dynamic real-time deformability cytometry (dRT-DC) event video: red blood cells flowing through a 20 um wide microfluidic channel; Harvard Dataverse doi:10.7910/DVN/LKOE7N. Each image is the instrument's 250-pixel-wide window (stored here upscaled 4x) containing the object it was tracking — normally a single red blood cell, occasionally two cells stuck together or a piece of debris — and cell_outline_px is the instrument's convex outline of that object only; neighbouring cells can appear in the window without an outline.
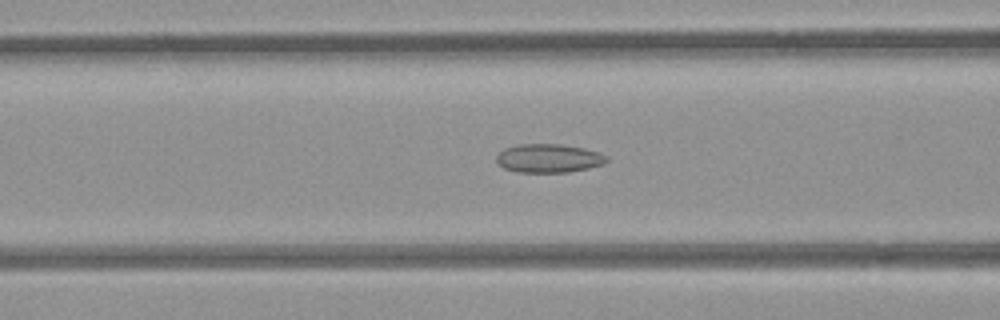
{"species": "common noctule bat (a hibernating species)", "species_latin": "Nyctalus noctula", "temperature_condition": "room temperature", "stored_images_in_passage": 44, "camera_frame_rate_fps": 3000, "um_per_image_px": 0.085, "animal": {"sex": "female", "body_mass_g": 21.9}, "frame": {"image": 1, "passage_image": 12, "time_ms": 3.667, "image_size_px": [1000, 320], "cell_outline_px": [[608, 160], [604, 164], [588, 168], [568, 172], [516, 172], [504, 168], [496, 160], [496, 156], [504, 148], [520, 144], [560, 144], [584, 148], [600, 152], [608, 156]], "centroid_in_image_um": [46.66, 13.45], "position_along_channel_um": 119.9, "area_um2": 18.44}}
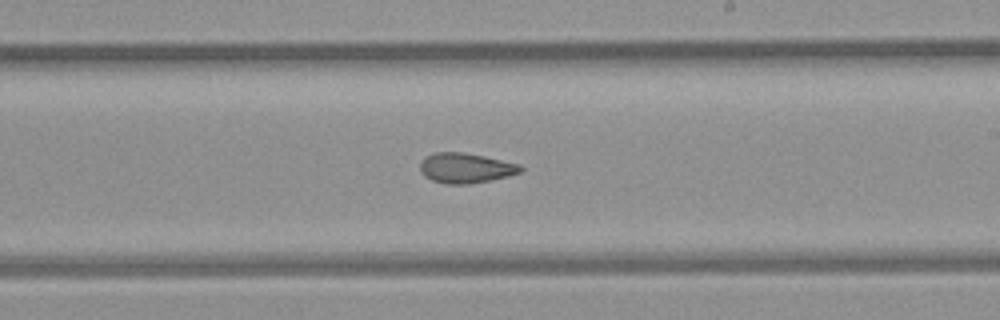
{"frame": {"image": 2, "passage_image": 22, "time_ms": 7.0, "image_size_px": [1000, 320], "cell_outline_px": [[524, 168], [520, 172], [508, 176], [468, 184], [448, 184], [432, 180], [424, 176], [420, 172], [420, 164], [428, 156], [436, 152], [464, 152], [484, 156], [520, 164]], "centroid_in_image_um": [39.59, 14.28], "position_along_channel_um": 249.4, "area_um2": 17.4}}
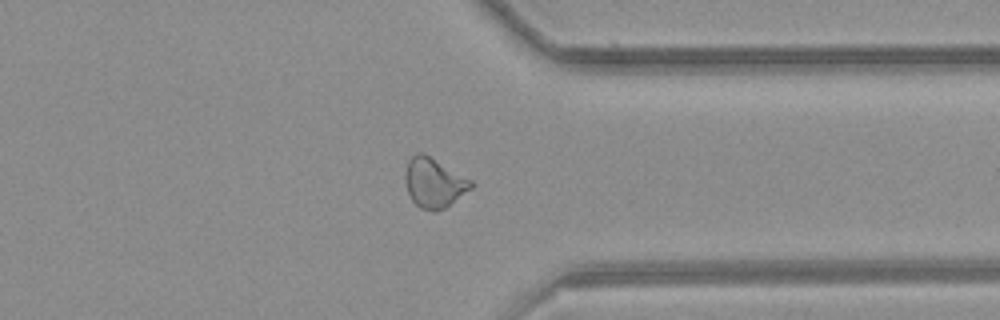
{"frame": {"image": 3, "passage_image": 32, "time_ms": 10.333, "image_size_px": [1000, 320], "cell_outline_px": [[476, 184], [472, 188], [444, 208], [436, 212], [432, 212], [420, 208], [412, 200], [408, 192], [404, 176], [408, 160], [416, 152], [424, 152], [472, 180]], "centroid_in_image_um": [36.89, 15.52], "position_along_channel_um": 374.5, "area_um2": 19.19}, "authors_computed_cell_mechanics": {"area_um2": 18.2937, "velocity_mm_per_s": 3.8749, "shape_relaxation_time_tau1_ms": null, "shape_relaxation_time_tau2_ms": 2.6113, "deformation_change_tau1": null, "deformation_change_tau2": 0.0911}}